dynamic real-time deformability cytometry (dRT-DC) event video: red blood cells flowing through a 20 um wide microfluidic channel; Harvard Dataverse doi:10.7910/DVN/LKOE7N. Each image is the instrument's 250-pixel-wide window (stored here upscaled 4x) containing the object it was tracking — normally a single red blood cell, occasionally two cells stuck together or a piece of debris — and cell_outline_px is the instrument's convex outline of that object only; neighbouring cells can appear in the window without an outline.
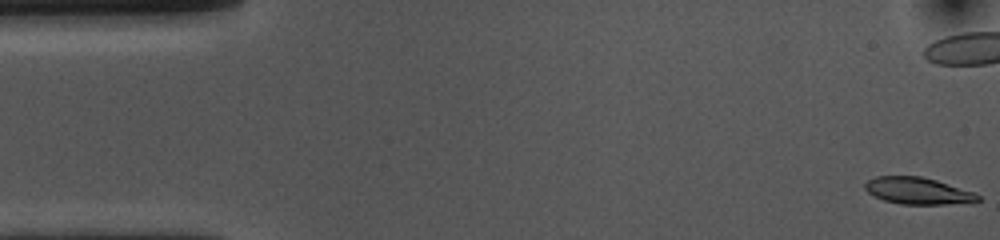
{"species": "common noctule bat (a hibernating species)", "species_latin": "Nyctalus noctula", "temperature_condition": "cold", "stored_images_in_passage": 55, "camera_frame_rate_fps": 3000, "um_per_image_px": 0.085, "animal": {"sex": "female", "body_mass_g": 10.0, "forearm_length_mm": 53.1}, "frame": {"image": 1, "passage_image": 1, "time_ms": 0.0, "image_size_px": [1000, 240], "cell_outline_px": [[980, 200], [944, 204], [900, 204], [884, 200], [868, 192], [864, 188], [864, 184], [868, 180], [876, 176], [920, 176], [936, 180], [976, 192], [980, 196]], "centroid_in_image_um": [78.0, 16.21], "position_along_channel_um": 7.0, "area_um2": 17.46}, "authors_computed_cell_mechanics": {"area_um2": 18.7272, "velocity_mm_per_s": 3.6527, "shape_relaxation_time_tau1_ms": 4.1694, "shape_relaxation_time_tau2_ms": null, "deformation_change_tau1": 0.1321, "deformation_change_tau2": null}}